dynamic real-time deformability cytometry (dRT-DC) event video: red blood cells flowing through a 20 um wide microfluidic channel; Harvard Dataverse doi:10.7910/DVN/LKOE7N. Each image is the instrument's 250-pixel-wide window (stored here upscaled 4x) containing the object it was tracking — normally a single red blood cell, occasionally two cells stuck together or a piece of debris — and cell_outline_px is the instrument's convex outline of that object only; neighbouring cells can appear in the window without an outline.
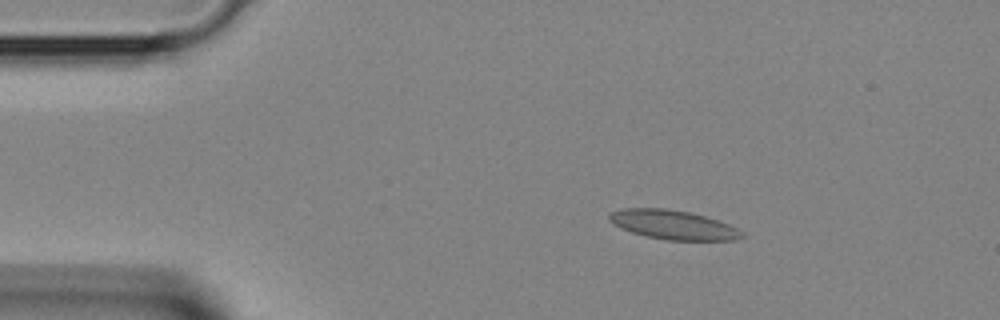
{"species": "Egyptian fruit bat (a non-hibernating species)", "species_latin": "Rousettus aegyptiacus", "temperature_condition": "room temperature", "stored_images_in_passage": 2, "camera_frame_rate_fps": 3000, "um_per_image_px": 0.085, "animal": {"sex": "female"}, "frame": {"image": 1, "passage_image": 1, "time_ms": 0.0, "image_size_px": [1000, 320], "cell_outline_px": [[744, 236], [736, 240], [668, 240], [644, 236], [620, 228], [608, 220], [608, 216], [612, 212], [624, 208], [664, 208], [688, 212], [704, 216], [728, 224], [744, 232]], "centroid_in_image_um": [57.2, 19.11], "position_along_channel_um": 27.8, "area_um2": 22.43}}